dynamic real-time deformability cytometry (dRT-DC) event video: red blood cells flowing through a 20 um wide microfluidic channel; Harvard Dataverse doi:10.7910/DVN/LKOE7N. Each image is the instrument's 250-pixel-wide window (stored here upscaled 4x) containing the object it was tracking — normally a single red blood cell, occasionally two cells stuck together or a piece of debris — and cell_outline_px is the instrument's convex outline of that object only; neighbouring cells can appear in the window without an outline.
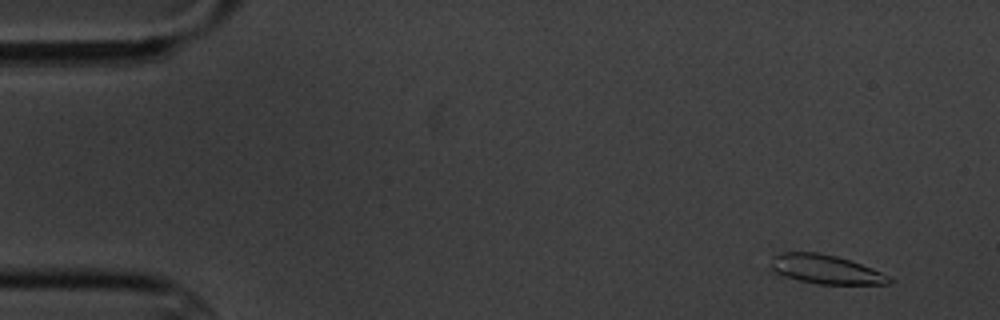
{"species": "common noctule bat (a hibernating species)", "species_latin": "Nyctalus noctula", "temperature_condition": "cold", "stored_images_in_passage": 7, "camera_frame_rate_fps": 3000, "um_per_image_px": 0.085, "animal": {"sex": "male", "body_mass_g": 20.1, "forearm_length_mm": 53.5}, "frame": {"image": 1, "passage_image": 1, "time_ms": 0.0, "image_size_px": [1000, 320], "cell_outline_px": [[896, 280], [892, 284], [816, 284], [784, 276], [776, 272], [772, 268], [772, 264], [776, 256], [784, 252], [816, 252], [836, 256], [872, 268]], "centroid_in_image_um": [70.26, 22.91], "position_along_channel_um": 14.7, "area_um2": 19.65}}
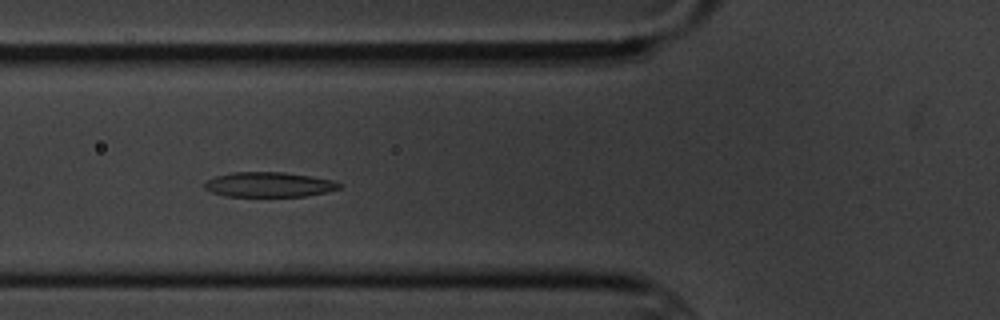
{"frame": {"image": 2, "passage_image": 6, "time_ms": 5.667, "image_size_px": [1000, 320], "cell_outline_px": [[340, 188], [328, 192], [304, 196], [224, 196], [212, 192], [204, 188], [204, 184], [208, 180], [216, 176], [232, 172], [284, 172], [336, 180], [340, 184]], "centroid_in_image_um": [22.88, 15.68], "position_along_channel_um": 102.9, "area_um2": 19.54}}
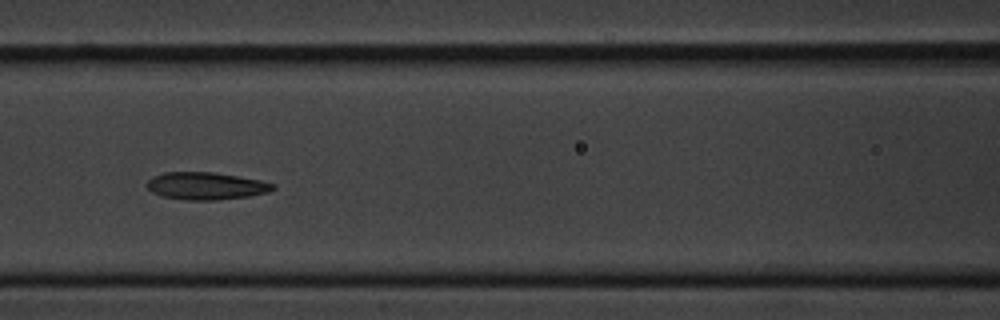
{"frame": {"image": 3, "passage_image": 7, "time_ms": 7.0, "image_size_px": [1000, 320], "cell_outline_px": [[276, 188], [268, 192], [248, 196], [216, 200], [184, 200], [164, 196], [152, 192], [148, 188], [148, 180], [152, 176], [164, 172], [212, 172], [260, 180], [276, 184]], "centroid_in_image_um": [17.52, 15.8], "position_along_channel_um": 149.1, "area_um2": 20.0}}